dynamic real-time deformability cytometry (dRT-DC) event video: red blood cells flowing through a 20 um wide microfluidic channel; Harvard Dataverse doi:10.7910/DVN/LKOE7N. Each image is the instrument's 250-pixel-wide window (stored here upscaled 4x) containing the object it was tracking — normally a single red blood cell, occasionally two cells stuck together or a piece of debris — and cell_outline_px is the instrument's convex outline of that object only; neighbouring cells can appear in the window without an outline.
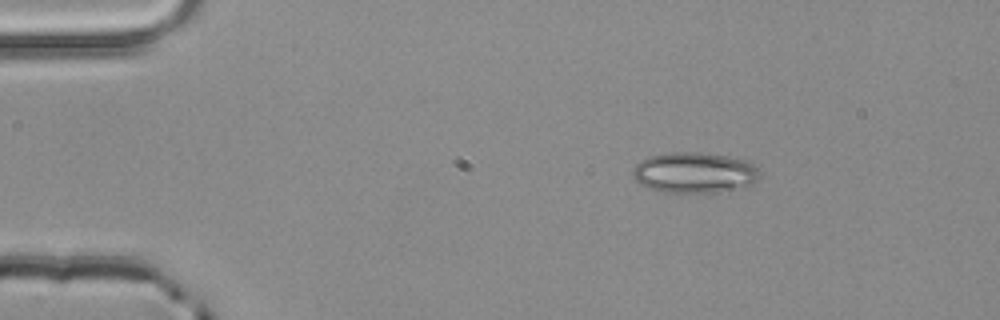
{"species": "common noctule bat (a hibernating species)", "species_latin": "Nyctalus noctula", "temperature_condition": "room temperature", "stored_images_in_passage": 3, "camera_frame_rate_fps": 3000, "um_per_image_px": 0.085, "animal": {"sex": "male", "body_mass_g": 20.4}, "frame": {"image": 1, "passage_image": 1, "time_ms": 0.0, "image_size_px": [1000, 320], "cell_outline_px": [[760, 176], [752, 184], [720, 192], [668, 192], [652, 188], [640, 184], [632, 176], [632, 172], [636, 164], [640, 160], [648, 156], [668, 152], [700, 152], [728, 156], [748, 160], [756, 164], [760, 172]], "centroid_in_image_um": [59.05, 14.65], "position_along_channel_um": 25.9, "area_um2": 30.23}}